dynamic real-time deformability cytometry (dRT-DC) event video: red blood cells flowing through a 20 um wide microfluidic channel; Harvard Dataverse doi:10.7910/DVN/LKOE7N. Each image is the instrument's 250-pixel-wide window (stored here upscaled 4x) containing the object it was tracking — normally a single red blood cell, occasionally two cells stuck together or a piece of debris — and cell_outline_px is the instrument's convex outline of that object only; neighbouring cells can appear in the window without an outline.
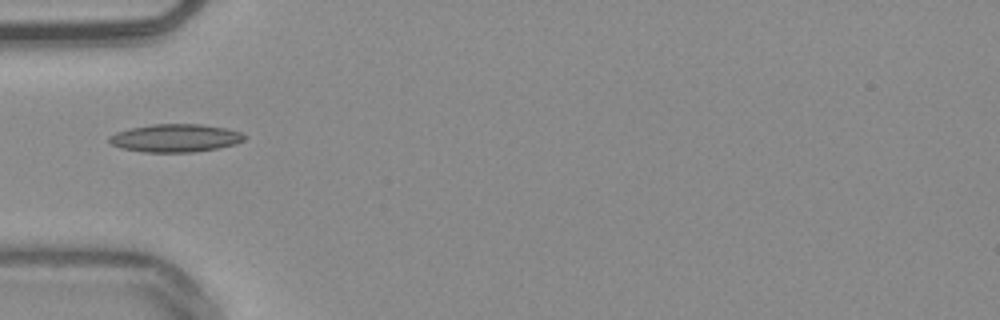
{"species": "common noctule bat (a hibernating species)", "species_latin": "Nyctalus noctula", "temperature_condition": "warm", "stored_images_in_passage": 4, "camera_frame_rate_fps": 3000, "um_per_image_px": 0.085, "animal": {"sex": "male", "body_mass_g": 20.4}, "frame": {"image": 1, "passage_image": 1, "time_ms": 0.0, "image_size_px": [1000, 320], "cell_outline_px": [[248, 136], [244, 140], [236, 144], [216, 148], [192, 152], [144, 152], [120, 148], [112, 144], [108, 140], [108, 136], [116, 132], [132, 128], [152, 124], [200, 124], [228, 128], [240, 132]], "centroid_in_image_um": [14.92, 11.73], "position_along_channel_um": 70.1, "area_um2": 22.08}}